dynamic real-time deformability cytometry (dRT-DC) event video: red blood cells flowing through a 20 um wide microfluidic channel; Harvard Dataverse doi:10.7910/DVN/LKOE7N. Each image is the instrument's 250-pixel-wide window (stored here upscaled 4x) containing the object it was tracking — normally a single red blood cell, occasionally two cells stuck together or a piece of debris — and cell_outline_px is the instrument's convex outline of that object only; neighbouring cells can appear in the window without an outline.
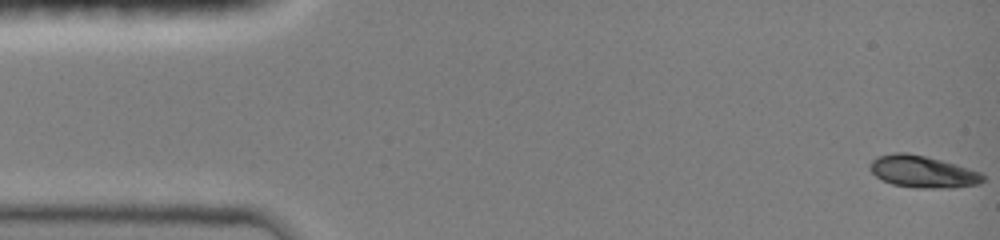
{"species": "common noctule bat (a hibernating species)", "species_latin": "Nyctalus noctula", "temperature_condition": "room temperature", "stored_images_in_passage": 16, "camera_frame_rate_fps": 3000, "um_per_image_px": 0.085, "animal": {"sex": "female", "body_mass_g": 19.0, "forearm_length_mm": 51.5}, "frame": {"image": 1, "passage_image": 1, "time_ms": 0.0, "image_size_px": [1000, 240], "cell_outline_px": [[984, 180], [980, 184], [952, 188], [916, 188], [892, 184], [876, 176], [868, 168], [872, 160], [880, 156], [896, 152], [908, 152], [956, 164], [980, 172], [984, 176]], "centroid_in_image_um": [78.44, 14.6], "position_along_channel_um": 6.6, "area_um2": 20.98}}
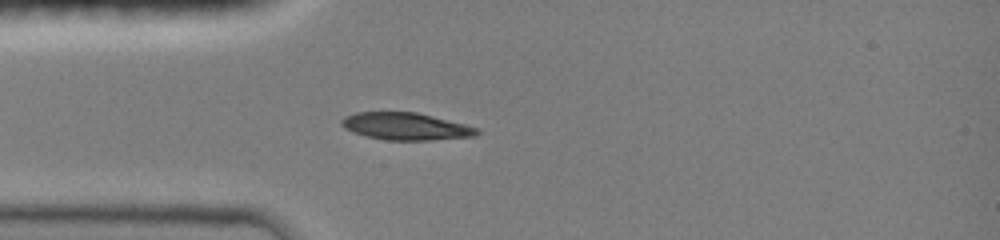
{"frame": {"image": 2, "passage_image": 10, "time_ms": 4.0, "image_size_px": [1000, 240], "cell_outline_px": [[480, 132], [476, 136], [428, 140], [384, 140], [364, 136], [352, 132], [344, 128], [340, 124], [340, 120], [344, 116], [356, 112], [416, 112], [480, 128]], "centroid_in_image_um": [34.45, 10.74], "position_along_channel_um": 50.5, "area_um2": 21.62}}
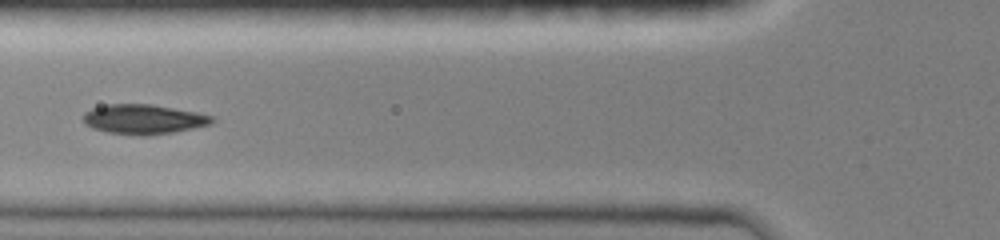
{"frame": {"image": 3, "passage_image": 14, "time_ms": 5.667, "image_size_px": [1000, 240], "cell_outline_px": [[216, 120], [212, 124], [172, 132], [148, 136], [144, 136], [108, 132], [92, 128], [84, 124], [84, 112], [92, 108], [108, 104], [152, 104], [196, 112], [212, 116]], "centroid_in_image_um": [12.2, 10.13], "position_along_channel_um": 113.6, "area_um2": 22.25}}